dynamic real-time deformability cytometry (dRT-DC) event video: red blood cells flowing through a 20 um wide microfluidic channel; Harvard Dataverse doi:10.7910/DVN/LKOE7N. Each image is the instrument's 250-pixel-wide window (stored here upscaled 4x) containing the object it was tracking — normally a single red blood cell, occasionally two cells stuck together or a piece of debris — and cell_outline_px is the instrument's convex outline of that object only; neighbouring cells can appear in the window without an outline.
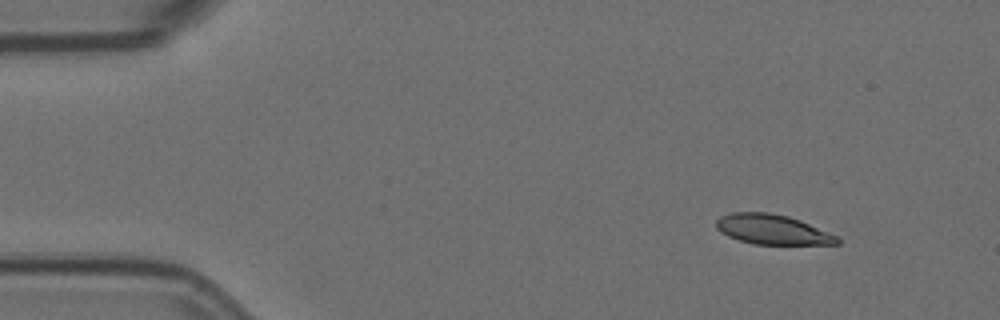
{"species": "Egyptian fruit bat (a non-hibernating species)", "species_latin": "Rousettus aegyptiacus", "temperature_condition": "room temperature", "stored_images_in_passage": 5, "camera_frame_rate_fps": 3000, "um_per_image_px": 0.085, "animal": {"sex": "female"}, "frame": {"image": 1, "passage_image": 2, "time_ms": 0.333, "image_size_px": [1000, 320], "cell_outline_px": [[840, 244], [752, 244], [728, 236], [720, 232], [716, 228], [716, 220], [720, 216], [732, 212], [768, 212], [788, 216], [800, 220], [836, 236], [840, 240]], "centroid_in_image_um": [65.61, 19.5], "position_along_channel_um": 19.4, "area_um2": 20.92}}
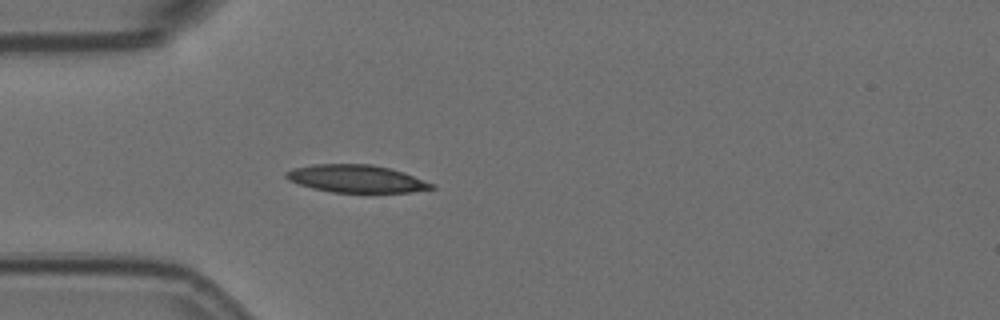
{"frame": {"image": 2, "passage_image": 5, "time_ms": 1.333, "image_size_px": [1000, 320], "cell_outline_px": [[436, 188], [412, 192], [332, 192], [312, 188], [288, 180], [284, 176], [284, 172], [292, 168], [312, 164], [372, 164], [404, 172], [436, 184]], "centroid_in_image_um": [30.29, 15.18], "position_along_channel_um": 54.7, "area_um2": 23.52}}